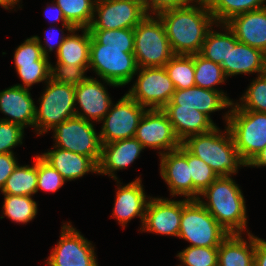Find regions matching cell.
<instances>
[{
  "mask_svg": "<svg viewBox=\"0 0 266 266\" xmlns=\"http://www.w3.org/2000/svg\"><path fill=\"white\" fill-rule=\"evenodd\" d=\"M52 3L53 4H51V7L47 5L46 11L53 10V12L56 11V14L53 13V15H52V14H50L51 12L48 11L49 13L47 12V14H45V15L50 20L52 19L53 22L54 21H62L63 22L62 23L63 28H65L67 31H69V33H71V31L74 29V27L67 22V20L65 19L64 15H63L62 9L56 3L54 4L53 1H52ZM51 17H53V18H51Z\"/></svg>",
  "mask_w": 266,
  "mask_h": 266,
  "instance_id": "c3c4849f",
  "label": "cell"
},
{
  "mask_svg": "<svg viewBox=\"0 0 266 266\" xmlns=\"http://www.w3.org/2000/svg\"><path fill=\"white\" fill-rule=\"evenodd\" d=\"M18 165L14 153L0 154V189L2 190L7 178Z\"/></svg>",
  "mask_w": 266,
  "mask_h": 266,
  "instance_id": "f6af8a7d",
  "label": "cell"
},
{
  "mask_svg": "<svg viewBox=\"0 0 266 266\" xmlns=\"http://www.w3.org/2000/svg\"><path fill=\"white\" fill-rule=\"evenodd\" d=\"M75 103L82 113L76 110V116L86 121L101 122L110 110L112 100L105 86L96 78L87 77L75 87Z\"/></svg>",
  "mask_w": 266,
  "mask_h": 266,
  "instance_id": "ac0fdd59",
  "label": "cell"
},
{
  "mask_svg": "<svg viewBox=\"0 0 266 266\" xmlns=\"http://www.w3.org/2000/svg\"><path fill=\"white\" fill-rule=\"evenodd\" d=\"M163 110L168 115L174 132L181 143L190 136L207 133L217 127L211 118L195 108L166 105Z\"/></svg>",
  "mask_w": 266,
  "mask_h": 266,
  "instance_id": "cb8c5ba5",
  "label": "cell"
},
{
  "mask_svg": "<svg viewBox=\"0 0 266 266\" xmlns=\"http://www.w3.org/2000/svg\"><path fill=\"white\" fill-rule=\"evenodd\" d=\"M146 15L139 0H96L89 30L134 28Z\"/></svg>",
  "mask_w": 266,
  "mask_h": 266,
  "instance_id": "8fae6325",
  "label": "cell"
},
{
  "mask_svg": "<svg viewBox=\"0 0 266 266\" xmlns=\"http://www.w3.org/2000/svg\"><path fill=\"white\" fill-rule=\"evenodd\" d=\"M50 65L49 60H38L28 65H15L16 72L23 82V85H15L29 89L35 83L43 81L46 83L50 79Z\"/></svg>",
  "mask_w": 266,
  "mask_h": 266,
  "instance_id": "f35d334b",
  "label": "cell"
},
{
  "mask_svg": "<svg viewBox=\"0 0 266 266\" xmlns=\"http://www.w3.org/2000/svg\"><path fill=\"white\" fill-rule=\"evenodd\" d=\"M254 266H266V243L255 236Z\"/></svg>",
  "mask_w": 266,
  "mask_h": 266,
  "instance_id": "7dc6e473",
  "label": "cell"
},
{
  "mask_svg": "<svg viewBox=\"0 0 266 266\" xmlns=\"http://www.w3.org/2000/svg\"><path fill=\"white\" fill-rule=\"evenodd\" d=\"M24 128L0 120V154L13 153L12 148L22 144Z\"/></svg>",
  "mask_w": 266,
  "mask_h": 266,
  "instance_id": "7bdbcfd3",
  "label": "cell"
},
{
  "mask_svg": "<svg viewBox=\"0 0 266 266\" xmlns=\"http://www.w3.org/2000/svg\"><path fill=\"white\" fill-rule=\"evenodd\" d=\"M176 90L195 86L194 54L174 55L164 66Z\"/></svg>",
  "mask_w": 266,
  "mask_h": 266,
  "instance_id": "f1b7e54d",
  "label": "cell"
},
{
  "mask_svg": "<svg viewBox=\"0 0 266 266\" xmlns=\"http://www.w3.org/2000/svg\"><path fill=\"white\" fill-rule=\"evenodd\" d=\"M257 76L240 98L241 103L235 104L242 110L266 113V72Z\"/></svg>",
  "mask_w": 266,
  "mask_h": 266,
  "instance_id": "d590c367",
  "label": "cell"
},
{
  "mask_svg": "<svg viewBox=\"0 0 266 266\" xmlns=\"http://www.w3.org/2000/svg\"><path fill=\"white\" fill-rule=\"evenodd\" d=\"M85 71L82 66L56 63L55 67L50 65V79L76 87L87 78Z\"/></svg>",
  "mask_w": 266,
  "mask_h": 266,
  "instance_id": "60d3db41",
  "label": "cell"
},
{
  "mask_svg": "<svg viewBox=\"0 0 266 266\" xmlns=\"http://www.w3.org/2000/svg\"><path fill=\"white\" fill-rule=\"evenodd\" d=\"M40 156L56 169L66 182L83 177L89 172L98 173V166L89 157L59 147H53V150Z\"/></svg>",
  "mask_w": 266,
  "mask_h": 266,
  "instance_id": "d4e9b609",
  "label": "cell"
},
{
  "mask_svg": "<svg viewBox=\"0 0 266 266\" xmlns=\"http://www.w3.org/2000/svg\"><path fill=\"white\" fill-rule=\"evenodd\" d=\"M53 31V33L51 34V32H48V31H46L48 34H47V36H45V45L43 46L42 45V42H41V39L36 35V36H34L35 38H36V40L38 41V43H39V45H40V47L42 48V52H43V55L45 56V57H49L48 55V52H51V51H53L54 49H56V54L58 53V51H59V48H60V46L62 45V43H63V41L65 40V38L68 36V34L67 35H58L59 36V40L57 41H53V38L55 37V33H56V29H54V28H50V31ZM54 31H55V33H54ZM50 34V35H49ZM54 34V35H53ZM58 34V33H57ZM57 36V35H56ZM55 40V39H54ZM51 42H54V43H52L51 44ZM56 46V47H55ZM46 47H48V48H46Z\"/></svg>",
  "mask_w": 266,
  "mask_h": 266,
  "instance_id": "bcb514c9",
  "label": "cell"
},
{
  "mask_svg": "<svg viewBox=\"0 0 266 266\" xmlns=\"http://www.w3.org/2000/svg\"><path fill=\"white\" fill-rule=\"evenodd\" d=\"M194 66L195 86L213 91H222L214 88L224 83L227 78L220 64L214 63L198 53L194 54Z\"/></svg>",
  "mask_w": 266,
  "mask_h": 266,
  "instance_id": "4dcf8cb0",
  "label": "cell"
},
{
  "mask_svg": "<svg viewBox=\"0 0 266 266\" xmlns=\"http://www.w3.org/2000/svg\"><path fill=\"white\" fill-rule=\"evenodd\" d=\"M62 175L46 162L39 154L37 155V190L56 192L65 184Z\"/></svg>",
  "mask_w": 266,
  "mask_h": 266,
  "instance_id": "ab89813d",
  "label": "cell"
},
{
  "mask_svg": "<svg viewBox=\"0 0 266 266\" xmlns=\"http://www.w3.org/2000/svg\"><path fill=\"white\" fill-rule=\"evenodd\" d=\"M33 166L24 165L15 167L7 178L2 194L33 196L37 190V155Z\"/></svg>",
  "mask_w": 266,
  "mask_h": 266,
  "instance_id": "83f0119b",
  "label": "cell"
},
{
  "mask_svg": "<svg viewBox=\"0 0 266 266\" xmlns=\"http://www.w3.org/2000/svg\"><path fill=\"white\" fill-rule=\"evenodd\" d=\"M91 36L106 47L134 48V28L90 30Z\"/></svg>",
  "mask_w": 266,
  "mask_h": 266,
  "instance_id": "74e56055",
  "label": "cell"
},
{
  "mask_svg": "<svg viewBox=\"0 0 266 266\" xmlns=\"http://www.w3.org/2000/svg\"><path fill=\"white\" fill-rule=\"evenodd\" d=\"M217 27L222 26L225 32L208 31L200 54L217 64H222L227 60L229 54V27L227 24H215Z\"/></svg>",
  "mask_w": 266,
  "mask_h": 266,
  "instance_id": "836d02e7",
  "label": "cell"
},
{
  "mask_svg": "<svg viewBox=\"0 0 266 266\" xmlns=\"http://www.w3.org/2000/svg\"><path fill=\"white\" fill-rule=\"evenodd\" d=\"M35 107L29 89L14 85L0 91V111L9 116L0 120L34 128Z\"/></svg>",
  "mask_w": 266,
  "mask_h": 266,
  "instance_id": "44dd1931",
  "label": "cell"
},
{
  "mask_svg": "<svg viewBox=\"0 0 266 266\" xmlns=\"http://www.w3.org/2000/svg\"><path fill=\"white\" fill-rule=\"evenodd\" d=\"M226 95L223 91H213L193 86L187 89L175 90L167 105L195 108L210 118V113L231 107L234 101Z\"/></svg>",
  "mask_w": 266,
  "mask_h": 266,
  "instance_id": "ffe728a7",
  "label": "cell"
},
{
  "mask_svg": "<svg viewBox=\"0 0 266 266\" xmlns=\"http://www.w3.org/2000/svg\"><path fill=\"white\" fill-rule=\"evenodd\" d=\"M61 230L60 240L47 258L48 266H98L91 241L85 239L70 222Z\"/></svg>",
  "mask_w": 266,
  "mask_h": 266,
  "instance_id": "4fadbf2b",
  "label": "cell"
},
{
  "mask_svg": "<svg viewBox=\"0 0 266 266\" xmlns=\"http://www.w3.org/2000/svg\"><path fill=\"white\" fill-rule=\"evenodd\" d=\"M13 58L15 65H28L38 60H49V57L43 55L42 48L34 36L27 38L16 48Z\"/></svg>",
  "mask_w": 266,
  "mask_h": 266,
  "instance_id": "b9f144b4",
  "label": "cell"
},
{
  "mask_svg": "<svg viewBox=\"0 0 266 266\" xmlns=\"http://www.w3.org/2000/svg\"><path fill=\"white\" fill-rule=\"evenodd\" d=\"M78 30H82L83 34H75ZM90 43L89 28H74L71 34L65 38L56 54L57 63L82 66L87 71L89 69Z\"/></svg>",
  "mask_w": 266,
  "mask_h": 266,
  "instance_id": "4316f807",
  "label": "cell"
},
{
  "mask_svg": "<svg viewBox=\"0 0 266 266\" xmlns=\"http://www.w3.org/2000/svg\"><path fill=\"white\" fill-rule=\"evenodd\" d=\"M188 4L189 0H144L143 2L146 14H154L155 16L163 11L184 7Z\"/></svg>",
  "mask_w": 266,
  "mask_h": 266,
  "instance_id": "ee69618b",
  "label": "cell"
},
{
  "mask_svg": "<svg viewBox=\"0 0 266 266\" xmlns=\"http://www.w3.org/2000/svg\"><path fill=\"white\" fill-rule=\"evenodd\" d=\"M146 109L127 93L118 103H112L110 110L102 119L104 122L99 132L101 143L133 138Z\"/></svg>",
  "mask_w": 266,
  "mask_h": 266,
  "instance_id": "7c38bea8",
  "label": "cell"
},
{
  "mask_svg": "<svg viewBox=\"0 0 266 266\" xmlns=\"http://www.w3.org/2000/svg\"><path fill=\"white\" fill-rule=\"evenodd\" d=\"M144 150L143 145L135 138H126L111 143H102L101 158L98 164V173L106 174L117 183L118 177L115 172L125 169L132 164Z\"/></svg>",
  "mask_w": 266,
  "mask_h": 266,
  "instance_id": "d6986e66",
  "label": "cell"
},
{
  "mask_svg": "<svg viewBox=\"0 0 266 266\" xmlns=\"http://www.w3.org/2000/svg\"><path fill=\"white\" fill-rule=\"evenodd\" d=\"M136 82L128 95L148 109H163L171 100L175 87L164 67L138 68Z\"/></svg>",
  "mask_w": 266,
  "mask_h": 266,
  "instance_id": "30bf717a",
  "label": "cell"
},
{
  "mask_svg": "<svg viewBox=\"0 0 266 266\" xmlns=\"http://www.w3.org/2000/svg\"><path fill=\"white\" fill-rule=\"evenodd\" d=\"M222 133L215 127L210 132L188 137L182 145L191 154L207 163L218 176H232L237 173L238 167H246L247 164L241 159L226 126Z\"/></svg>",
  "mask_w": 266,
  "mask_h": 266,
  "instance_id": "3957f363",
  "label": "cell"
},
{
  "mask_svg": "<svg viewBox=\"0 0 266 266\" xmlns=\"http://www.w3.org/2000/svg\"><path fill=\"white\" fill-rule=\"evenodd\" d=\"M20 0H0V6L3 8L10 10L9 7L12 9L15 7V4L19 3Z\"/></svg>",
  "mask_w": 266,
  "mask_h": 266,
  "instance_id": "816d5d0a",
  "label": "cell"
},
{
  "mask_svg": "<svg viewBox=\"0 0 266 266\" xmlns=\"http://www.w3.org/2000/svg\"><path fill=\"white\" fill-rule=\"evenodd\" d=\"M52 130L55 140L54 147L89 157L98 166L102 143L92 122L75 115Z\"/></svg>",
  "mask_w": 266,
  "mask_h": 266,
  "instance_id": "9c48e42d",
  "label": "cell"
},
{
  "mask_svg": "<svg viewBox=\"0 0 266 266\" xmlns=\"http://www.w3.org/2000/svg\"><path fill=\"white\" fill-rule=\"evenodd\" d=\"M96 0H55L67 22L74 28H89Z\"/></svg>",
  "mask_w": 266,
  "mask_h": 266,
  "instance_id": "f546056e",
  "label": "cell"
},
{
  "mask_svg": "<svg viewBox=\"0 0 266 266\" xmlns=\"http://www.w3.org/2000/svg\"><path fill=\"white\" fill-rule=\"evenodd\" d=\"M159 156L160 175L168 185L171 196L183 195L186 199H192V178L186 159V148L181 145L178 149Z\"/></svg>",
  "mask_w": 266,
  "mask_h": 266,
  "instance_id": "e0dca14e",
  "label": "cell"
},
{
  "mask_svg": "<svg viewBox=\"0 0 266 266\" xmlns=\"http://www.w3.org/2000/svg\"><path fill=\"white\" fill-rule=\"evenodd\" d=\"M226 24L239 42L266 54V7L237 15Z\"/></svg>",
  "mask_w": 266,
  "mask_h": 266,
  "instance_id": "603a6c76",
  "label": "cell"
},
{
  "mask_svg": "<svg viewBox=\"0 0 266 266\" xmlns=\"http://www.w3.org/2000/svg\"><path fill=\"white\" fill-rule=\"evenodd\" d=\"M133 53L134 48L106 47L91 36L89 68L108 85H127L138 74Z\"/></svg>",
  "mask_w": 266,
  "mask_h": 266,
  "instance_id": "5b68a950",
  "label": "cell"
},
{
  "mask_svg": "<svg viewBox=\"0 0 266 266\" xmlns=\"http://www.w3.org/2000/svg\"><path fill=\"white\" fill-rule=\"evenodd\" d=\"M4 195L3 214L16 223H27L37 215V203L32 196Z\"/></svg>",
  "mask_w": 266,
  "mask_h": 266,
  "instance_id": "d6a6232c",
  "label": "cell"
},
{
  "mask_svg": "<svg viewBox=\"0 0 266 266\" xmlns=\"http://www.w3.org/2000/svg\"><path fill=\"white\" fill-rule=\"evenodd\" d=\"M207 198L203 201L201 197ZM215 220L230 234L246 231L245 198L231 176H219L198 199Z\"/></svg>",
  "mask_w": 266,
  "mask_h": 266,
  "instance_id": "7a4b0ae2",
  "label": "cell"
},
{
  "mask_svg": "<svg viewBox=\"0 0 266 266\" xmlns=\"http://www.w3.org/2000/svg\"><path fill=\"white\" fill-rule=\"evenodd\" d=\"M266 0H218L210 9L216 24H226L233 17L266 7Z\"/></svg>",
  "mask_w": 266,
  "mask_h": 266,
  "instance_id": "1f68e13d",
  "label": "cell"
},
{
  "mask_svg": "<svg viewBox=\"0 0 266 266\" xmlns=\"http://www.w3.org/2000/svg\"><path fill=\"white\" fill-rule=\"evenodd\" d=\"M248 241L241 233L229 234L218 247V266H254L255 236L247 230Z\"/></svg>",
  "mask_w": 266,
  "mask_h": 266,
  "instance_id": "484cf974",
  "label": "cell"
},
{
  "mask_svg": "<svg viewBox=\"0 0 266 266\" xmlns=\"http://www.w3.org/2000/svg\"><path fill=\"white\" fill-rule=\"evenodd\" d=\"M247 166H266V146L259 153L256 154V156L247 164Z\"/></svg>",
  "mask_w": 266,
  "mask_h": 266,
  "instance_id": "681fc988",
  "label": "cell"
},
{
  "mask_svg": "<svg viewBox=\"0 0 266 266\" xmlns=\"http://www.w3.org/2000/svg\"><path fill=\"white\" fill-rule=\"evenodd\" d=\"M229 234L198 199H183L178 237L189 246L219 247Z\"/></svg>",
  "mask_w": 266,
  "mask_h": 266,
  "instance_id": "8992f818",
  "label": "cell"
},
{
  "mask_svg": "<svg viewBox=\"0 0 266 266\" xmlns=\"http://www.w3.org/2000/svg\"><path fill=\"white\" fill-rule=\"evenodd\" d=\"M218 0H189V3H194L196 2L197 5L211 9Z\"/></svg>",
  "mask_w": 266,
  "mask_h": 266,
  "instance_id": "f907efd6",
  "label": "cell"
},
{
  "mask_svg": "<svg viewBox=\"0 0 266 266\" xmlns=\"http://www.w3.org/2000/svg\"><path fill=\"white\" fill-rule=\"evenodd\" d=\"M134 137L144 148L163 150L158 152L159 155L182 145L163 109H147L139 121Z\"/></svg>",
  "mask_w": 266,
  "mask_h": 266,
  "instance_id": "5bb4252c",
  "label": "cell"
},
{
  "mask_svg": "<svg viewBox=\"0 0 266 266\" xmlns=\"http://www.w3.org/2000/svg\"><path fill=\"white\" fill-rule=\"evenodd\" d=\"M224 116L241 159L248 164L266 146V113L242 110L234 102Z\"/></svg>",
  "mask_w": 266,
  "mask_h": 266,
  "instance_id": "277c9868",
  "label": "cell"
},
{
  "mask_svg": "<svg viewBox=\"0 0 266 266\" xmlns=\"http://www.w3.org/2000/svg\"><path fill=\"white\" fill-rule=\"evenodd\" d=\"M157 16L164 25L174 55L200 53L208 31L216 24L210 9L190 3Z\"/></svg>",
  "mask_w": 266,
  "mask_h": 266,
  "instance_id": "6da1fadb",
  "label": "cell"
},
{
  "mask_svg": "<svg viewBox=\"0 0 266 266\" xmlns=\"http://www.w3.org/2000/svg\"><path fill=\"white\" fill-rule=\"evenodd\" d=\"M176 257L182 262L178 266H218V247L188 246Z\"/></svg>",
  "mask_w": 266,
  "mask_h": 266,
  "instance_id": "8d00e7d4",
  "label": "cell"
},
{
  "mask_svg": "<svg viewBox=\"0 0 266 266\" xmlns=\"http://www.w3.org/2000/svg\"><path fill=\"white\" fill-rule=\"evenodd\" d=\"M138 177L125 186H118L116 199L113 207L112 217L122 225L126 224L134 217H139L143 225L147 203L150 197L146 196Z\"/></svg>",
  "mask_w": 266,
  "mask_h": 266,
  "instance_id": "7402d4cb",
  "label": "cell"
},
{
  "mask_svg": "<svg viewBox=\"0 0 266 266\" xmlns=\"http://www.w3.org/2000/svg\"><path fill=\"white\" fill-rule=\"evenodd\" d=\"M182 209L183 200L150 197L140 230L178 237Z\"/></svg>",
  "mask_w": 266,
  "mask_h": 266,
  "instance_id": "9a60e30c",
  "label": "cell"
},
{
  "mask_svg": "<svg viewBox=\"0 0 266 266\" xmlns=\"http://www.w3.org/2000/svg\"><path fill=\"white\" fill-rule=\"evenodd\" d=\"M155 17L146 15L134 27L133 54L138 68L164 67L174 56L164 25L157 15Z\"/></svg>",
  "mask_w": 266,
  "mask_h": 266,
  "instance_id": "52a82bcc",
  "label": "cell"
},
{
  "mask_svg": "<svg viewBox=\"0 0 266 266\" xmlns=\"http://www.w3.org/2000/svg\"><path fill=\"white\" fill-rule=\"evenodd\" d=\"M186 159L190 165V176L192 178V199H199L202 193L219 176L203 160L194 156L186 149Z\"/></svg>",
  "mask_w": 266,
  "mask_h": 266,
  "instance_id": "e575fe53",
  "label": "cell"
},
{
  "mask_svg": "<svg viewBox=\"0 0 266 266\" xmlns=\"http://www.w3.org/2000/svg\"><path fill=\"white\" fill-rule=\"evenodd\" d=\"M35 107L34 129L37 135L47 133L58 124L76 115L75 87L49 79Z\"/></svg>",
  "mask_w": 266,
  "mask_h": 266,
  "instance_id": "ba28073f",
  "label": "cell"
},
{
  "mask_svg": "<svg viewBox=\"0 0 266 266\" xmlns=\"http://www.w3.org/2000/svg\"><path fill=\"white\" fill-rule=\"evenodd\" d=\"M221 66L226 77L249 73L260 75L266 72V54L260 49L239 42L229 28V54Z\"/></svg>",
  "mask_w": 266,
  "mask_h": 266,
  "instance_id": "2e32d148",
  "label": "cell"
}]
</instances>
